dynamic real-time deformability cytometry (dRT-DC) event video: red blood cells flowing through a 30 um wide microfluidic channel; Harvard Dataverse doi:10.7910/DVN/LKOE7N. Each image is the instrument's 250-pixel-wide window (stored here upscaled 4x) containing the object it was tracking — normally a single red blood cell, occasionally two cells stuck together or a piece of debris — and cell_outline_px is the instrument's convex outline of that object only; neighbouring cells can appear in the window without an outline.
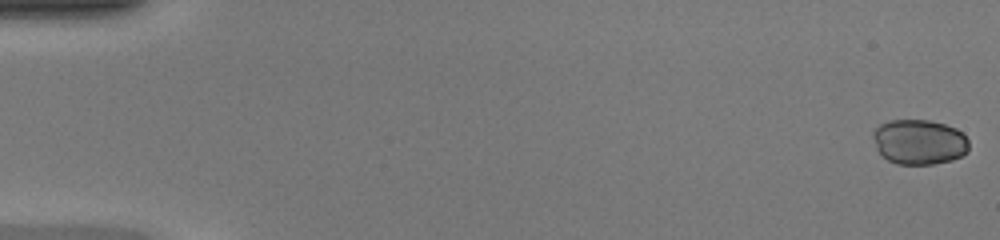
{"species": "common noctule bat (a hibernating species)", "species_latin": "Nyctalus noctula", "temperature_condition": "warm", "stored_images_in_passage": 48, "camera_frame_rate_fps": 3000, "um_per_image_px": 0.085, "animal": {"sex": "female", "body_mass_g": 20.0, "forearm_length_mm": 54.0}, "frame": {"image": 1, "passage_image": 1, "time_ms": 0.0, "image_size_px": [1000, 240], "cell_outline_px": [[968, 152], [952, 160], [932, 164], [896, 164], [888, 160], [876, 148], [872, 136], [872, 132], [880, 124], [888, 120], [928, 120], [944, 124], [956, 128], [968, 140]], "centroid_in_image_um": [78.11, 12.06], "position_along_channel_um": 6.9, "area_um2": 25.14}}
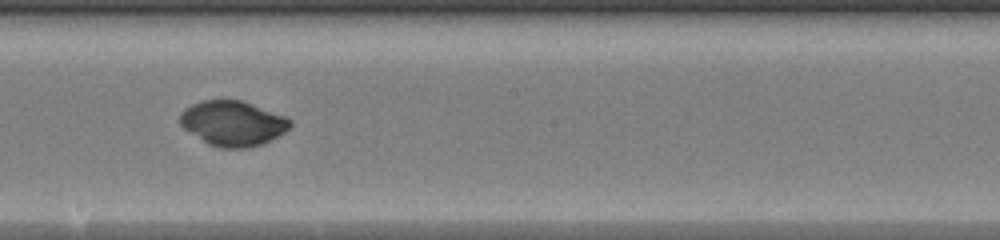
{"frame": {"image": 2, "passage_image": 28, "time_ms": 9.0, "image_size_px": [1000, 240], "cell_outline_px": [[292, 124], [284, 132], [264, 144], [248, 148], [220, 148], [208, 144], [184, 128], [180, 124], [180, 112], [184, 108], [200, 100], [240, 100], [288, 116], [292, 120]], "centroid_in_image_um": [19.81, 10.48], "position_along_channel_um": 228.4, "area_um2": 29.07}}
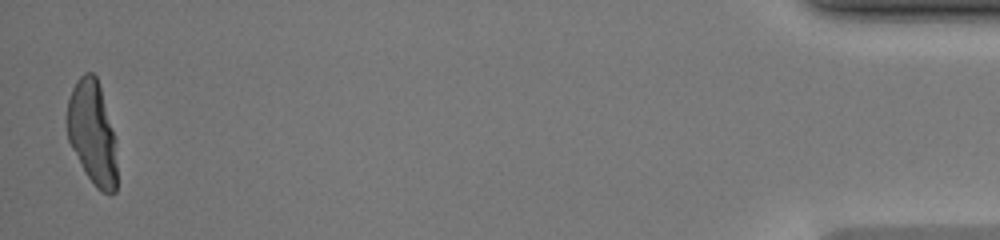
{"frame": {"image": 3, "passage_image": 48, "time_ms": 15.667, "image_size_px": [1000, 240], "cell_outline_px": [[116, 192], [100, 192], [96, 188], [88, 176], [72, 148], [68, 140], [64, 120], [68, 100], [72, 88], [76, 80], [84, 72], [92, 72], [96, 76], [100, 88], [116, 140]], "centroid_in_image_um": [7.81, 11.26], "position_along_channel_um": 427.4, "area_um2": 30.29}, "authors_computed_cell_mechanics": {"area_um2": 28.8133, "velocity_mm_per_s": 4.2991, "shape_relaxation_time_tau1_ms": 4.2461, "shape_relaxation_time_tau2_ms": null, "deformation_change_tau1": 0.1053, "deformation_change_tau2": null}}